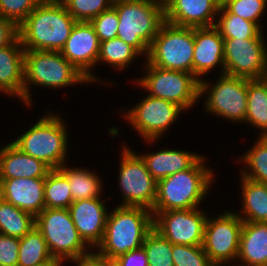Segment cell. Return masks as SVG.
I'll return each mask as SVG.
<instances>
[{
  "label": "cell",
  "instance_id": "6da1fadb",
  "mask_svg": "<svg viewBox=\"0 0 267 266\" xmlns=\"http://www.w3.org/2000/svg\"><path fill=\"white\" fill-rule=\"evenodd\" d=\"M76 20L60 0H42L18 26V34L25 50L60 52Z\"/></svg>",
  "mask_w": 267,
  "mask_h": 266
},
{
  "label": "cell",
  "instance_id": "7a4b0ae2",
  "mask_svg": "<svg viewBox=\"0 0 267 266\" xmlns=\"http://www.w3.org/2000/svg\"><path fill=\"white\" fill-rule=\"evenodd\" d=\"M152 211L143 207L118 206L108 213L105 234L97 246V254L114 260L120 255L142 247L145 237L153 226Z\"/></svg>",
  "mask_w": 267,
  "mask_h": 266
},
{
  "label": "cell",
  "instance_id": "3957f363",
  "mask_svg": "<svg viewBox=\"0 0 267 266\" xmlns=\"http://www.w3.org/2000/svg\"><path fill=\"white\" fill-rule=\"evenodd\" d=\"M201 157L188 169L157 182V196L152 211L197 208L212 183V171L204 167Z\"/></svg>",
  "mask_w": 267,
  "mask_h": 266
},
{
  "label": "cell",
  "instance_id": "277c9868",
  "mask_svg": "<svg viewBox=\"0 0 267 266\" xmlns=\"http://www.w3.org/2000/svg\"><path fill=\"white\" fill-rule=\"evenodd\" d=\"M118 14L117 37L140 55L149 47L165 22V12L150 0H119L112 5Z\"/></svg>",
  "mask_w": 267,
  "mask_h": 266
},
{
  "label": "cell",
  "instance_id": "5b68a950",
  "mask_svg": "<svg viewBox=\"0 0 267 266\" xmlns=\"http://www.w3.org/2000/svg\"><path fill=\"white\" fill-rule=\"evenodd\" d=\"M62 88L73 83H86L87 78L57 51H24L23 101L30 105L29 84Z\"/></svg>",
  "mask_w": 267,
  "mask_h": 266
},
{
  "label": "cell",
  "instance_id": "8992f818",
  "mask_svg": "<svg viewBox=\"0 0 267 266\" xmlns=\"http://www.w3.org/2000/svg\"><path fill=\"white\" fill-rule=\"evenodd\" d=\"M58 115L42 117L12 143L23 153L47 164L51 169L63 166L67 152L68 134Z\"/></svg>",
  "mask_w": 267,
  "mask_h": 266
},
{
  "label": "cell",
  "instance_id": "52a82bcc",
  "mask_svg": "<svg viewBox=\"0 0 267 266\" xmlns=\"http://www.w3.org/2000/svg\"><path fill=\"white\" fill-rule=\"evenodd\" d=\"M194 28L164 22L149 47L153 66L193 74Z\"/></svg>",
  "mask_w": 267,
  "mask_h": 266
},
{
  "label": "cell",
  "instance_id": "ba28073f",
  "mask_svg": "<svg viewBox=\"0 0 267 266\" xmlns=\"http://www.w3.org/2000/svg\"><path fill=\"white\" fill-rule=\"evenodd\" d=\"M35 227L47 242L52 257L70 260L90 254L68 209L45 208L35 217Z\"/></svg>",
  "mask_w": 267,
  "mask_h": 266
},
{
  "label": "cell",
  "instance_id": "9c48e42d",
  "mask_svg": "<svg viewBox=\"0 0 267 266\" xmlns=\"http://www.w3.org/2000/svg\"><path fill=\"white\" fill-rule=\"evenodd\" d=\"M147 74L137 79L138 85L150 92V96L161 98L180 106L183 110L199 99V81L193 74L164 69L147 62Z\"/></svg>",
  "mask_w": 267,
  "mask_h": 266
},
{
  "label": "cell",
  "instance_id": "30bf717a",
  "mask_svg": "<svg viewBox=\"0 0 267 266\" xmlns=\"http://www.w3.org/2000/svg\"><path fill=\"white\" fill-rule=\"evenodd\" d=\"M125 147L120 162L119 181L124 202L121 206L143 207L152 211L157 196V181L141 155Z\"/></svg>",
  "mask_w": 267,
  "mask_h": 266
},
{
  "label": "cell",
  "instance_id": "8fae6325",
  "mask_svg": "<svg viewBox=\"0 0 267 266\" xmlns=\"http://www.w3.org/2000/svg\"><path fill=\"white\" fill-rule=\"evenodd\" d=\"M220 79L208 88V83L199 81V97L208 90L205 107L208 112L226 119L243 122L247 115V79L221 74ZM210 89V90H209Z\"/></svg>",
  "mask_w": 267,
  "mask_h": 266
},
{
  "label": "cell",
  "instance_id": "7c38bea8",
  "mask_svg": "<svg viewBox=\"0 0 267 266\" xmlns=\"http://www.w3.org/2000/svg\"><path fill=\"white\" fill-rule=\"evenodd\" d=\"M242 227L243 220L234 212H225L214 220L207 217L202 247L215 266L238 257Z\"/></svg>",
  "mask_w": 267,
  "mask_h": 266
},
{
  "label": "cell",
  "instance_id": "4fadbf2b",
  "mask_svg": "<svg viewBox=\"0 0 267 266\" xmlns=\"http://www.w3.org/2000/svg\"><path fill=\"white\" fill-rule=\"evenodd\" d=\"M223 39L224 74L246 79L262 78L267 64L264 38Z\"/></svg>",
  "mask_w": 267,
  "mask_h": 266
},
{
  "label": "cell",
  "instance_id": "5bb4252c",
  "mask_svg": "<svg viewBox=\"0 0 267 266\" xmlns=\"http://www.w3.org/2000/svg\"><path fill=\"white\" fill-rule=\"evenodd\" d=\"M153 226L171 244L202 246L207 220L202 211L195 209L152 211Z\"/></svg>",
  "mask_w": 267,
  "mask_h": 266
},
{
  "label": "cell",
  "instance_id": "9a60e30c",
  "mask_svg": "<svg viewBox=\"0 0 267 266\" xmlns=\"http://www.w3.org/2000/svg\"><path fill=\"white\" fill-rule=\"evenodd\" d=\"M181 111L177 104L148 95L125 116L144 140L153 142L170 127Z\"/></svg>",
  "mask_w": 267,
  "mask_h": 266
},
{
  "label": "cell",
  "instance_id": "2e32d148",
  "mask_svg": "<svg viewBox=\"0 0 267 266\" xmlns=\"http://www.w3.org/2000/svg\"><path fill=\"white\" fill-rule=\"evenodd\" d=\"M99 50L100 41L93 25L87 21H77L60 52L88 82H92L96 78L89 70L97 63Z\"/></svg>",
  "mask_w": 267,
  "mask_h": 266
},
{
  "label": "cell",
  "instance_id": "e0dca14e",
  "mask_svg": "<svg viewBox=\"0 0 267 266\" xmlns=\"http://www.w3.org/2000/svg\"><path fill=\"white\" fill-rule=\"evenodd\" d=\"M101 198L77 200L68 207L71 219L83 241L97 247L105 234L108 212Z\"/></svg>",
  "mask_w": 267,
  "mask_h": 266
},
{
  "label": "cell",
  "instance_id": "ac0fdd59",
  "mask_svg": "<svg viewBox=\"0 0 267 266\" xmlns=\"http://www.w3.org/2000/svg\"><path fill=\"white\" fill-rule=\"evenodd\" d=\"M219 8V0H175L165 11V21L181 27H212Z\"/></svg>",
  "mask_w": 267,
  "mask_h": 266
},
{
  "label": "cell",
  "instance_id": "d6986e66",
  "mask_svg": "<svg viewBox=\"0 0 267 266\" xmlns=\"http://www.w3.org/2000/svg\"><path fill=\"white\" fill-rule=\"evenodd\" d=\"M3 200L36 217L45 209V178L0 179Z\"/></svg>",
  "mask_w": 267,
  "mask_h": 266
},
{
  "label": "cell",
  "instance_id": "ffe728a7",
  "mask_svg": "<svg viewBox=\"0 0 267 266\" xmlns=\"http://www.w3.org/2000/svg\"><path fill=\"white\" fill-rule=\"evenodd\" d=\"M193 75L209 73L217 64L224 74V39L214 27L194 28Z\"/></svg>",
  "mask_w": 267,
  "mask_h": 266
},
{
  "label": "cell",
  "instance_id": "44dd1931",
  "mask_svg": "<svg viewBox=\"0 0 267 266\" xmlns=\"http://www.w3.org/2000/svg\"><path fill=\"white\" fill-rule=\"evenodd\" d=\"M52 169L13 143L0 149V179L45 178Z\"/></svg>",
  "mask_w": 267,
  "mask_h": 266
},
{
  "label": "cell",
  "instance_id": "7402d4cb",
  "mask_svg": "<svg viewBox=\"0 0 267 266\" xmlns=\"http://www.w3.org/2000/svg\"><path fill=\"white\" fill-rule=\"evenodd\" d=\"M24 47L18 37L0 48V92L14 94L23 100Z\"/></svg>",
  "mask_w": 267,
  "mask_h": 266
},
{
  "label": "cell",
  "instance_id": "603a6c76",
  "mask_svg": "<svg viewBox=\"0 0 267 266\" xmlns=\"http://www.w3.org/2000/svg\"><path fill=\"white\" fill-rule=\"evenodd\" d=\"M237 259L241 266H267V222L243 221Z\"/></svg>",
  "mask_w": 267,
  "mask_h": 266
},
{
  "label": "cell",
  "instance_id": "cb8c5ba5",
  "mask_svg": "<svg viewBox=\"0 0 267 266\" xmlns=\"http://www.w3.org/2000/svg\"><path fill=\"white\" fill-rule=\"evenodd\" d=\"M141 157L152 177L158 182L174 173L190 168L201 156L186 151L167 149Z\"/></svg>",
  "mask_w": 267,
  "mask_h": 266
},
{
  "label": "cell",
  "instance_id": "d4e9b609",
  "mask_svg": "<svg viewBox=\"0 0 267 266\" xmlns=\"http://www.w3.org/2000/svg\"><path fill=\"white\" fill-rule=\"evenodd\" d=\"M242 179L243 216L246 222H267V184L248 178Z\"/></svg>",
  "mask_w": 267,
  "mask_h": 266
},
{
  "label": "cell",
  "instance_id": "484cf974",
  "mask_svg": "<svg viewBox=\"0 0 267 266\" xmlns=\"http://www.w3.org/2000/svg\"><path fill=\"white\" fill-rule=\"evenodd\" d=\"M249 122L267 136V85L261 79H247V115Z\"/></svg>",
  "mask_w": 267,
  "mask_h": 266
},
{
  "label": "cell",
  "instance_id": "4316f807",
  "mask_svg": "<svg viewBox=\"0 0 267 266\" xmlns=\"http://www.w3.org/2000/svg\"><path fill=\"white\" fill-rule=\"evenodd\" d=\"M58 170L67 178L73 202L83 199L99 198L101 182L99 177L91 171L72 169L64 164Z\"/></svg>",
  "mask_w": 267,
  "mask_h": 266
},
{
  "label": "cell",
  "instance_id": "83f0119b",
  "mask_svg": "<svg viewBox=\"0 0 267 266\" xmlns=\"http://www.w3.org/2000/svg\"><path fill=\"white\" fill-rule=\"evenodd\" d=\"M218 14L220 18L217 19L214 27L223 38H263L261 26L236 14H231L224 6H220Z\"/></svg>",
  "mask_w": 267,
  "mask_h": 266
},
{
  "label": "cell",
  "instance_id": "f1b7e54d",
  "mask_svg": "<svg viewBox=\"0 0 267 266\" xmlns=\"http://www.w3.org/2000/svg\"><path fill=\"white\" fill-rule=\"evenodd\" d=\"M35 227V217L11 203H0V234L22 238Z\"/></svg>",
  "mask_w": 267,
  "mask_h": 266
},
{
  "label": "cell",
  "instance_id": "f546056e",
  "mask_svg": "<svg viewBox=\"0 0 267 266\" xmlns=\"http://www.w3.org/2000/svg\"><path fill=\"white\" fill-rule=\"evenodd\" d=\"M19 242L18 266H35L52 257L46 240L36 227L19 238Z\"/></svg>",
  "mask_w": 267,
  "mask_h": 266
},
{
  "label": "cell",
  "instance_id": "4dcf8cb0",
  "mask_svg": "<svg viewBox=\"0 0 267 266\" xmlns=\"http://www.w3.org/2000/svg\"><path fill=\"white\" fill-rule=\"evenodd\" d=\"M45 208L68 209L73 202L67 178L58 170L52 169L45 177Z\"/></svg>",
  "mask_w": 267,
  "mask_h": 266
},
{
  "label": "cell",
  "instance_id": "1f68e13d",
  "mask_svg": "<svg viewBox=\"0 0 267 266\" xmlns=\"http://www.w3.org/2000/svg\"><path fill=\"white\" fill-rule=\"evenodd\" d=\"M140 54L129 44L116 37L100 43L98 61H105L117 69H123Z\"/></svg>",
  "mask_w": 267,
  "mask_h": 266
},
{
  "label": "cell",
  "instance_id": "d6a6232c",
  "mask_svg": "<svg viewBox=\"0 0 267 266\" xmlns=\"http://www.w3.org/2000/svg\"><path fill=\"white\" fill-rule=\"evenodd\" d=\"M142 247L147 254L148 266H174L173 244L154 227L148 232Z\"/></svg>",
  "mask_w": 267,
  "mask_h": 266
},
{
  "label": "cell",
  "instance_id": "836d02e7",
  "mask_svg": "<svg viewBox=\"0 0 267 266\" xmlns=\"http://www.w3.org/2000/svg\"><path fill=\"white\" fill-rule=\"evenodd\" d=\"M242 158L252 171H242V177L267 184V136H261Z\"/></svg>",
  "mask_w": 267,
  "mask_h": 266
},
{
  "label": "cell",
  "instance_id": "e575fe53",
  "mask_svg": "<svg viewBox=\"0 0 267 266\" xmlns=\"http://www.w3.org/2000/svg\"><path fill=\"white\" fill-rule=\"evenodd\" d=\"M76 21L90 22L113 5L111 0H60Z\"/></svg>",
  "mask_w": 267,
  "mask_h": 266
},
{
  "label": "cell",
  "instance_id": "d590c367",
  "mask_svg": "<svg viewBox=\"0 0 267 266\" xmlns=\"http://www.w3.org/2000/svg\"><path fill=\"white\" fill-rule=\"evenodd\" d=\"M172 258L174 266H215L202 246L173 244Z\"/></svg>",
  "mask_w": 267,
  "mask_h": 266
},
{
  "label": "cell",
  "instance_id": "8d00e7d4",
  "mask_svg": "<svg viewBox=\"0 0 267 266\" xmlns=\"http://www.w3.org/2000/svg\"><path fill=\"white\" fill-rule=\"evenodd\" d=\"M42 0H0V16L19 26Z\"/></svg>",
  "mask_w": 267,
  "mask_h": 266
},
{
  "label": "cell",
  "instance_id": "74e56055",
  "mask_svg": "<svg viewBox=\"0 0 267 266\" xmlns=\"http://www.w3.org/2000/svg\"><path fill=\"white\" fill-rule=\"evenodd\" d=\"M267 0H230L224 7L247 21L259 25V19L266 8Z\"/></svg>",
  "mask_w": 267,
  "mask_h": 266
},
{
  "label": "cell",
  "instance_id": "f35d334b",
  "mask_svg": "<svg viewBox=\"0 0 267 266\" xmlns=\"http://www.w3.org/2000/svg\"><path fill=\"white\" fill-rule=\"evenodd\" d=\"M90 23L93 25L100 43L117 37L119 18L113 6L101 12Z\"/></svg>",
  "mask_w": 267,
  "mask_h": 266
},
{
  "label": "cell",
  "instance_id": "ab89813d",
  "mask_svg": "<svg viewBox=\"0 0 267 266\" xmlns=\"http://www.w3.org/2000/svg\"><path fill=\"white\" fill-rule=\"evenodd\" d=\"M19 238L0 234V266H18Z\"/></svg>",
  "mask_w": 267,
  "mask_h": 266
},
{
  "label": "cell",
  "instance_id": "60d3db41",
  "mask_svg": "<svg viewBox=\"0 0 267 266\" xmlns=\"http://www.w3.org/2000/svg\"><path fill=\"white\" fill-rule=\"evenodd\" d=\"M114 260L119 266H148L147 254L143 247L120 255Z\"/></svg>",
  "mask_w": 267,
  "mask_h": 266
},
{
  "label": "cell",
  "instance_id": "b9f144b4",
  "mask_svg": "<svg viewBox=\"0 0 267 266\" xmlns=\"http://www.w3.org/2000/svg\"><path fill=\"white\" fill-rule=\"evenodd\" d=\"M18 37V26L0 16V48L12 44Z\"/></svg>",
  "mask_w": 267,
  "mask_h": 266
},
{
  "label": "cell",
  "instance_id": "7bdbcfd3",
  "mask_svg": "<svg viewBox=\"0 0 267 266\" xmlns=\"http://www.w3.org/2000/svg\"><path fill=\"white\" fill-rule=\"evenodd\" d=\"M73 263L77 262V266H102V257L97 253H90L79 258H72Z\"/></svg>",
  "mask_w": 267,
  "mask_h": 266
},
{
  "label": "cell",
  "instance_id": "ee69618b",
  "mask_svg": "<svg viewBox=\"0 0 267 266\" xmlns=\"http://www.w3.org/2000/svg\"><path fill=\"white\" fill-rule=\"evenodd\" d=\"M155 5L160 7L164 12L171 6L175 0H150Z\"/></svg>",
  "mask_w": 267,
  "mask_h": 266
},
{
  "label": "cell",
  "instance_id": "f6af8a7d",
  "mask_svg": "<svg viewBox=\"0 0 267 266\" xmlns=\"http://www.w3.org/2000/svg\"><path fill=\"white\" fill-rule=\"evenodd\" d=\"M62 263V260L55 257H51L49 260L39 263L35 266H61Z\"/></svg>",
  "mask_w": 267,
  "mask_h": 266
},
{
  "label": "cell",
  "instance_id": "bcb514c9",
  "mask_svg": "<svg viewBox=\"0 0 267 266\" xmlns=\"http://www.w3.org/2000/svg\"><path fill=\"white\" fill-rule=\"evenodd\" d=\"M102 266H119L115 260L102 258Z\"/></svg>",
  "mask_w": 267,
  "mask_h": 266
},
{
  "label": "cell",
  "instance_id": "7dc6e473",
  "mask_svg": "<svg viewBox=\"0 0 267 266\" xmlns=\"http://www.w3.org/2000/svg\"><path fill=\"white\" fill-rule=\"evenodd\" d=\"M267 85V64H266V68L263 72L262 78H261Z\"/></svg>",
  "mask_w": 267,
  "mask_h": 266
},
{
  "label": "cell",
  "instance_id": "c3c4849f",
  "mask_svg": "<svg viewBox=\"0 0 267 266\" xmlns=\"http://www.w3.org/2000/svg\"><path fill=\"white\" fill-rule=\"evenodd\" d=\"M3 201L2 184L0 180V203Z\"/></svg>",
  "mask_w": 267,
  "mask_h": 266
},
{
  "label": "cell",
  "instance_id": "681fc988",
  "mask_svg": "<svg viewBox=\"0 0 267 266\" xmlns=\"http://www.w3.org/2000/svg\"><path fill=\"white\" fill-rule=\"evenodd\" d=\"M230 0H219L220 6H224Z\"/></svg>",
  "mask_w": 267,
  "mask_h": 266
}]
</instances>
